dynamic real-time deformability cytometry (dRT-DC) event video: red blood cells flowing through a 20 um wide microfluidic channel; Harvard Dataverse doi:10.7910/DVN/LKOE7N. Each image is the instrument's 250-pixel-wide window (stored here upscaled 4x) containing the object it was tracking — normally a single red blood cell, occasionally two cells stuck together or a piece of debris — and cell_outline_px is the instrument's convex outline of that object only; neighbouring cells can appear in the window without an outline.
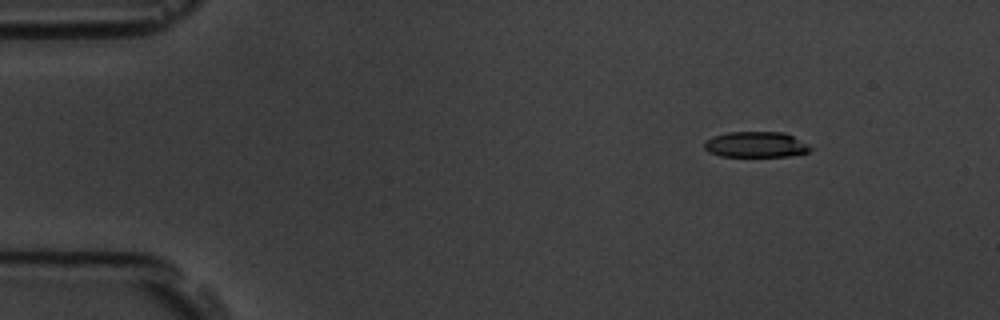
{"species": "common noctule bat (a hibernating species)", "species_latin": "Nyctalus noctula", "temperature_condition": "room temperature", "stored_images_in_passage": 5, "camera_frame_rate_fps": 3000, "um_per_image_px": 0.085, "animal": {"sex": "male", "body_mass_g": 19.5, "forearm_length_mm": 54.6}, "frame": {"image": 1, "passage_image": 2, "time_ms": 2.0, "image_size_px": [1000, 320], "cell_outline_px": [[812, 148], [808, 152], [788, 156], [720, 156], [708, 152], [704, 148], [704, 140], [712, 136], [728, 132], [784, 132], [792, 136]], "centroid_in_image_um": [64.17, 12.28], "position_along_channel_um": 20.8, "area_um2": 15.78}}
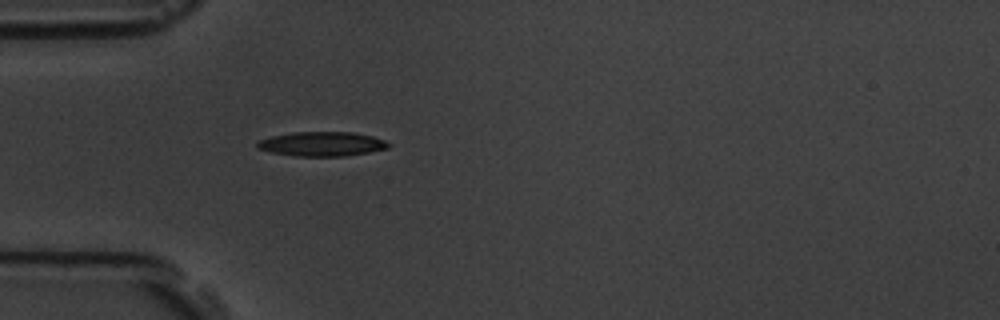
{"frame": {"image": 2, "passage_image": 5, "time_ms": 5.333, "image_size_px": [1000, 320], "cell_outline_px": [[392, 144], [388, 148], [348, 156], [296, 156], [272, 152], [256, 148], [256, 140], [272, 136], [292, 132], [352, 132], [372, 136], [384, 140]], "centroid_in_image_um": [27.35, 12.23], "position_along_channel_um": 57.7, "area_um2": 18.73}}